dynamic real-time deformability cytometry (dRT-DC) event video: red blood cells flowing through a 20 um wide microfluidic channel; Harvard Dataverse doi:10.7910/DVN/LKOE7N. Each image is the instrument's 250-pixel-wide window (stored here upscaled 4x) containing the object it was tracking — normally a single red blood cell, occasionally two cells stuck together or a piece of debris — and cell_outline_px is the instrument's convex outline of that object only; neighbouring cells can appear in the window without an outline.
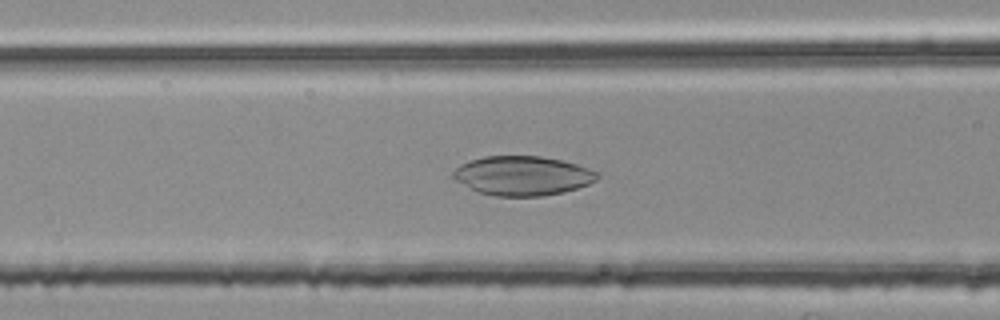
{"species": "common noctule bat (a hibernating species)", "species_latin": "Nyctalus noctula", "temperature_condition": "room temperature", "stored_images_in_passage": 45, "camera_frame_rate_fps": 3000, "um_per_image_px": 0.085, "animal": {"sex": "female", "body_mass_g": 25.1}, "frame": {"image": 1, "passage_image": 20, "time_ms": 6.333, "image_size_px": [1000, 320], "cell_outline_px": [[600, 176], [596, 180], [588, 184], [564, 192], [540, 196], [496, 196], [476, 192], [456, 180], [452, 176], [452, 172], [460, 164], [468, 160], [484, 156], [540, 156], [560, 160], [576, 164], [600, 172]], "centroid_in_image_um": [44.4, 14.93], "position_along_channel_um": 122.2, "area_um2": 33.12}}
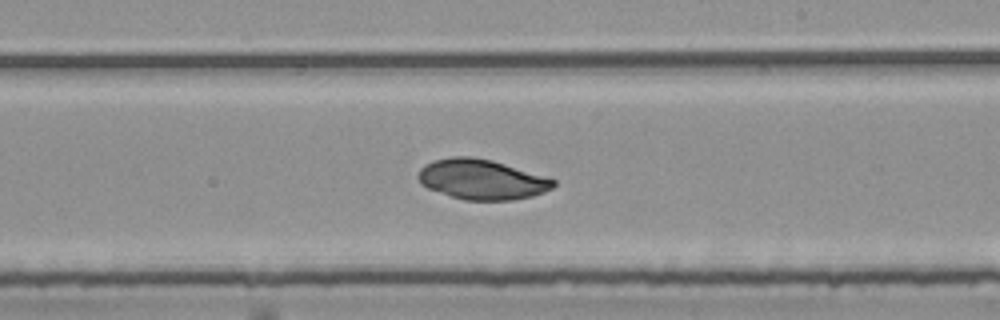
{"frame": {"image": 2, "passage_image": 30, "time_ms": 9.667, "image_size_px": [1000, 320], "cell_outline_px": [[556, 184], [552, 188], [544, 192], [532, 196], [512, 200], [464, 200], [428, 188], [420, 184], [420, 168], [424, 164], [432, 160], [452, 156], [472, 156], [492, 160], [556, 180]], "centroid_in_image_um": [40.94, 15.24], "position_along_channel_um": 248.1, "area_um2": 31.39}}
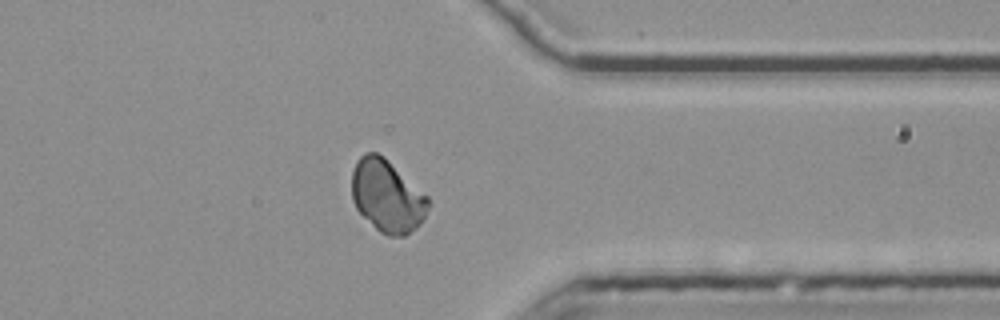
{"frame": {"image": 3, "passage_image": 41, "time_ms": 13.333, "image_size_px": [1000, 320], "cell_outline_px": [[428, 208], [420, 224], [412, 232], [404, 236], [388, 236], [380, 232], [356, 208], [352, 200], [352, 172], [356, 160], [364, 152], [376, 152], [384, 156], [428, 196]], "centroid_in_image_um": [32.89, 16.64], "position_along_channel_um": 378.5, "area_um2": 32.19}}